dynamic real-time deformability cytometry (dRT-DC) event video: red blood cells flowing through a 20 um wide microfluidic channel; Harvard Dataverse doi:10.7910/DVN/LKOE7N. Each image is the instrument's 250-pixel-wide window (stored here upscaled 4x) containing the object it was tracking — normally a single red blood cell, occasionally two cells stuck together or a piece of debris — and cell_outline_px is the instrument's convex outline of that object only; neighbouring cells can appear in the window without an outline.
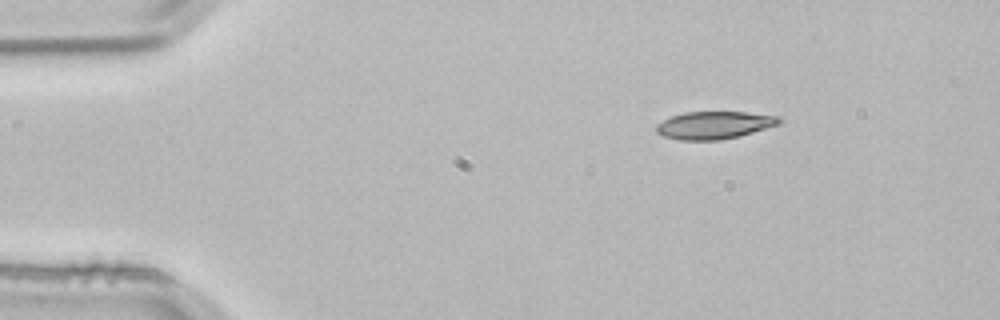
{"species": "common noctule bat (a hibernating species)", "species_latin": "Nyctalus noctula", "temperature_condition": "room temperature", "stored_images_in_passage": 4, "segment_of_instrument_passage": [2, 2], "camera_frame_rate_fps": 3000, "um_per_image_px": 0.085, "animal": {"sex": "male", "body_mass_g": 21.5, "forearm_length_mm": 52.0}, "frame": {"image": 1, "passage_image": 4, "time_ms": 1.0, "image_size_px": [1000, 320], "cell_outline_px": [[784, 120], [780, 124], [740, 136], [720, 140], [680, 140], [664, 136], [656, 132], [656, 124], [672, 116], [684, 112], [744, 112], [780, 116]], "centroid_in_image_um": [60.75, 10.63], "position_along_channel_um": 24.3, "area_um2": 19.83}}